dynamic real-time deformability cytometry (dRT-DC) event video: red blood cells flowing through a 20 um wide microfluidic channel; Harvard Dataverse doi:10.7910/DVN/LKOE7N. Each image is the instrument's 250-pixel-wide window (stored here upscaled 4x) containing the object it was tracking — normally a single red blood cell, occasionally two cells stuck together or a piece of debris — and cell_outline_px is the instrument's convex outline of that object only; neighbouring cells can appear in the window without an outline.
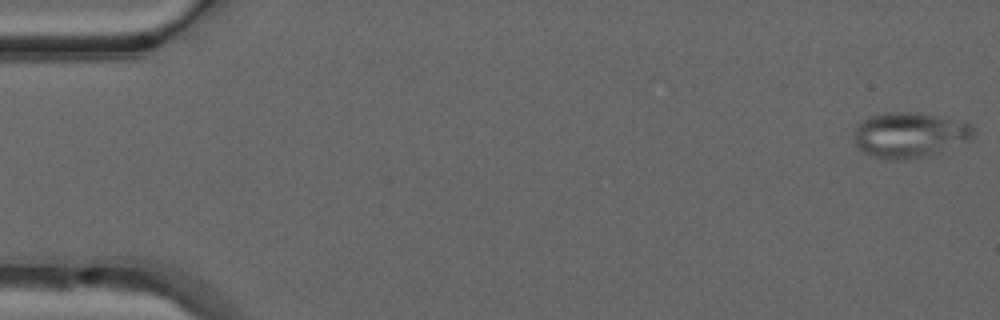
{"species": "common noctule bat (a hibernating species)", "species_latin": "Nyctalus noctula", "temperature_condition": "warm", "stored_images_in_passage": 50, "camera_frame_rate_fps": 3000, "um_per_image_px": 0.085, "animal": {"sex": "male", "forearm_length_mm": 52.5}, "frame": {"image": 1, "passage_image": 1, "time_ms": 0.0, "image_size_px": [1000, 320], "cell_outline_px": [[976, 132], [968, 140], [936, 156], [912, 160], [884, 160], [868, 156], [860, 152], [852, 140], [852, 132], [856, 124], [872, 116], [884, 112], [912, 112], [940, 116], [964, 120]], "centroid_in_image_um": [77.27, 11.52], "position_along_channel_um": 7.7, "area_um2": 32.89}}
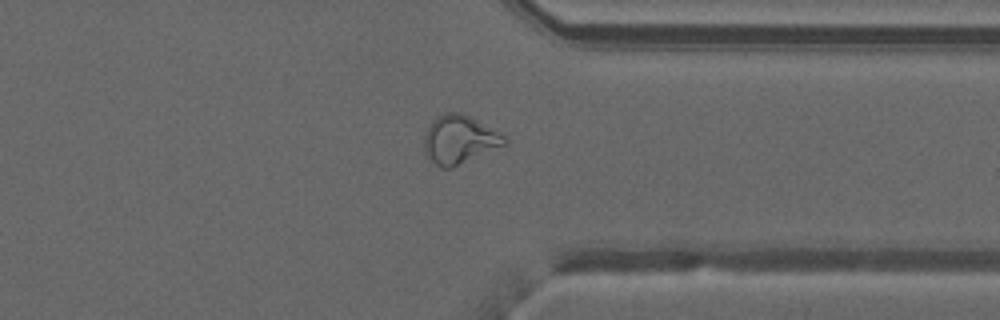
{"frame": {"image": 2, "passage_image": 39, "time_ms": 12.667, "image_size_px": [1000, 320], "cell_outline_px": [[508, 144], [452, 168], [440, 168], [428, 156], [424, 148], [424, 136], [428, 128], [436, 116], [444, 112], [460, 112], [508, 136]], "centroid_in_image_um": [39.09, 11.87], "position_along_channel_um": 372.3, "area_um2": 22.72}}
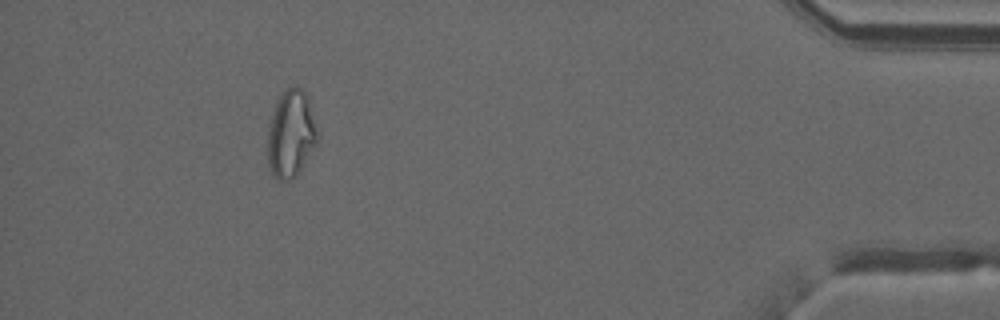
{"frame": {"image": 3, "passage_image": 46, "time_ms": 15.0, "image_size_px": [1000, 320], "cell_outline_px": [[320, 136], [316, 144], [300, 172], [288, 180], [276, 180], [268, 164], [268, 124], [276, 100], [288, 84], [292, 84], [300, 88], [308, 96]], "centroid_in_image_um": [24.74, 11.33], "position_along_channel_um": 410.5, "area_um2": 25.89}, "authors_computed_cell_mechanics": {"area_um2": 24.2471, "velocity_mm_per_s": 4.0608, "shape_relaxation_time_tau1_ms": null, "shape_relaxation_time_tau2_ms": 1.6736, "deformation_change_tau1": null, "deformation_change_tau2": 0.0759}}